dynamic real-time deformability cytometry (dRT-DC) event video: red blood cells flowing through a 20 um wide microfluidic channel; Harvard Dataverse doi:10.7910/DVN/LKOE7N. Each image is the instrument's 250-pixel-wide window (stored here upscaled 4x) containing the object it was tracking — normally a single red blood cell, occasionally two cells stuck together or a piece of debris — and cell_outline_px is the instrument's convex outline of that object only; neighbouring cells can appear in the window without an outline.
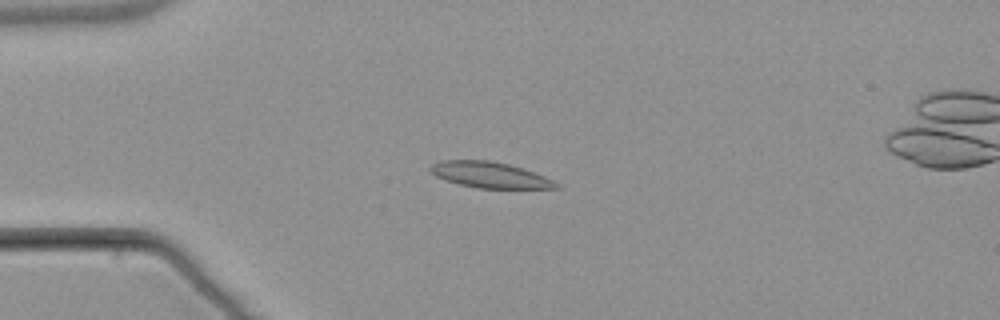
{"species": "common noctule bat (a hibernating species)", "species_latin": "Nyctalus noctula", "temperature_condition": "warm", "stored_images_in_passage": 6, "camera_frame_rate_fps": 3000, "um_per_image_px": 0.085, "animal": {"sex": "male", "body_mass_g": 21.5, "forearm_length_mm": 52.0}, "frame": {"image": 1, "passage_image": 3, "time_ms": 2.667, "image_size_px": [1000, 320], "cell_outline_px": [[560, 188], [476, 188], [460, 184], [436, 176], [428, 168], [432, 164], [440, 160], [488, 160], [508, 164], [524, 168], [544, 176], [560, 184]], "centroid_in_image_um": [41.65, 14.86], "position_along_channel_um": 43.4, "area_um2": 18.84}}
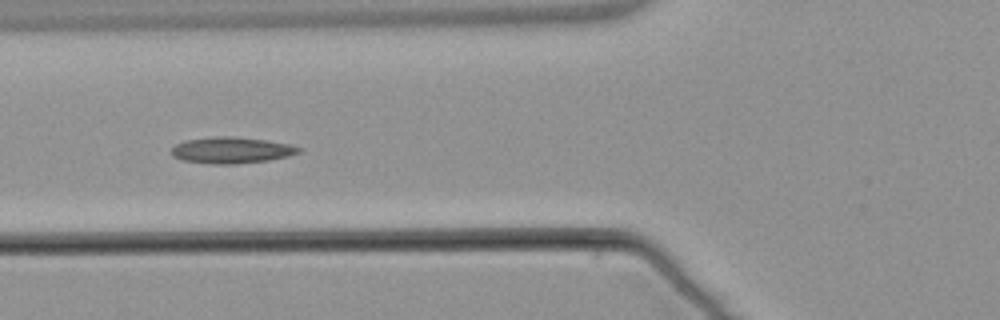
{"frame": {"image": 2, "passage_image": 5, "time_ms": 5.0, "image_size_px": [1000, 320], "cell_outline_px": [[304, 148], [300, 152], [288, 156], [268, 160], [236, 164], [212, 164], [180, 160], [172, 156], [172, 148], [176, 144], [184, 140], [216, 136], [232, 136], [264, 140], [288, 144]], "centroid_in_image_um": [19.65, 12.77], "position_along_channel_um": 106.1, "area_um2": 19.54}}